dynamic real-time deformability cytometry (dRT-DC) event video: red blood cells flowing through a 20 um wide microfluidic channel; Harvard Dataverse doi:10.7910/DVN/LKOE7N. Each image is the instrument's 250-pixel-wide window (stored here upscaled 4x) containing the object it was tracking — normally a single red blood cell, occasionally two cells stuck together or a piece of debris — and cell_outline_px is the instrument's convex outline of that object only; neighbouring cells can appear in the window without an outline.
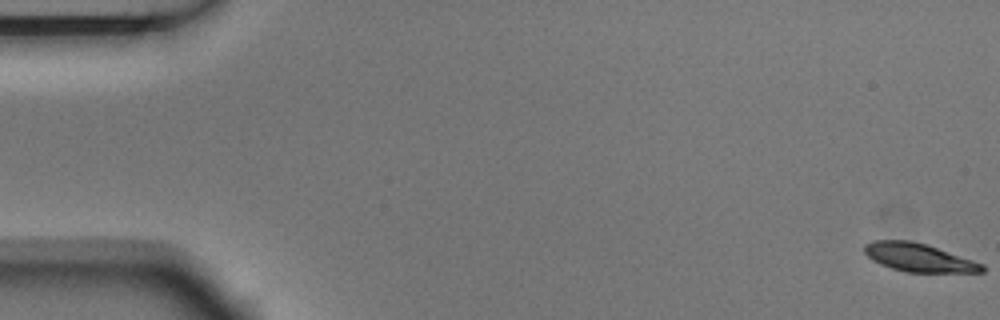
{"species": "Egyptian fruit bat (a non-hibernating species)", "species_latin": "Rousettus aegyptiacus", "temperature_condition": "room temperature", "stored_images_in_passage": 6, "segment_of_instrument_passage": [1, 2], "camera_frame_rate_fps": 3000, "um_per_image_px": 0.085, "animal": {"sex": "male"}, "frame": {"image": 1, "passage_image": 1, "time_ms": 0.0, "image_size_px": [1000, 320], "cell_outline_px": [[984, 272], [904, 272], [880, 264], [872, 260], [864, 252], [864, 244], [872, 240], [908, 240], [924, 244], [984, 264]], "centroid_in_image_um": [78.04, 21.89], "position_along_channel_um": 7.0, "area_um2": 19.13}}